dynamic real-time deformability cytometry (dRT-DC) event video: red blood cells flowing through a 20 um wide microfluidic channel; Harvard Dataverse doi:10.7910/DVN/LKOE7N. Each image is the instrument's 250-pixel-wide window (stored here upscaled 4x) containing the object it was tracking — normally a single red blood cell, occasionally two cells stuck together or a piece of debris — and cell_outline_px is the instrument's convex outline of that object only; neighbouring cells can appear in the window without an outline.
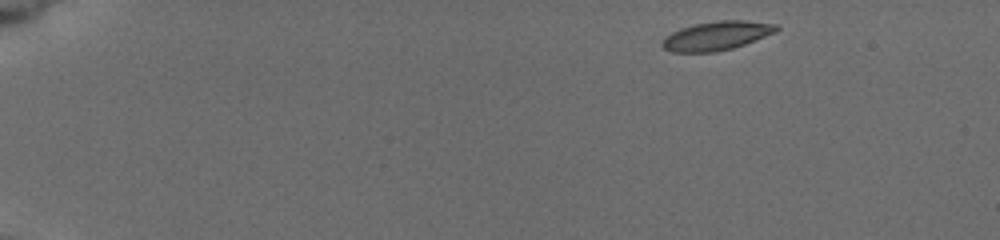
{"species": "common noctule bat (a hibernating species)", "species_latin": "Nyctalus noctula", "temperature_condition": "cold", "stored_images_in_passage": 4, "camera_frame_rate_fps": 3000, "um_per_image_px": 0.085, "animal": {"sex": "female", "body_mass_g": 19.5, "forearm_length_mm": 54.1}, "frame": {"image": 1, "passage_image": 1, "time_ms": 0.0, "image_size_px": [1000, 240], "cell_outline_px": [[780, 28], [776, 32], [744, 44], [732, 48], [716, 52], [672, 52], [664, 48], [660, 44], [660, 40], [664, 36], [680, 28], [696, 24], [720, 20], [744, 20], [776, 24]], "centroid_in_image_um": [60.88, 3.04], "position_along_channel_um": 24.1, "area_um2": 19.25}}
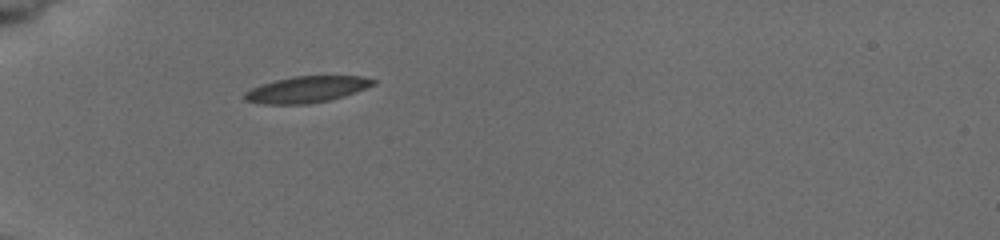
{"frame": {"image": 2, "passage_image": 4, "time_ms": 3.667, "image_size_px": [1000, 240], "cell_outline_px": [[376, 84], [344, 96], [328, 100], [308, 104], [264, 104], [244, 100], [244, 92], [260, 84], [292, 76], [360, 76], [376, 80]], "centroid_in_image_um": [26.05, 7.6], "position_along_channel_um": 59.0, "area_um2": 19.65}}